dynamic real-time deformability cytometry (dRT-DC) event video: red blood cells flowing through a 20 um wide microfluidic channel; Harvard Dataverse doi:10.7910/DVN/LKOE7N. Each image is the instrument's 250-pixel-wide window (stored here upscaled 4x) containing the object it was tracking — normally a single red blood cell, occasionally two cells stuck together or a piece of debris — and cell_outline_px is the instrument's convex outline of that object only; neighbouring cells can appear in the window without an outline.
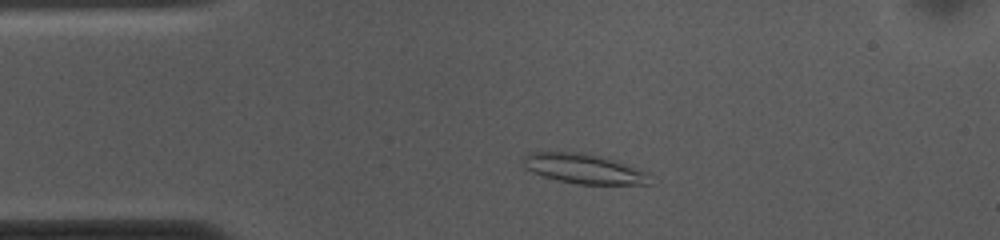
{"species": "common noctule bat (a hibernating species)", "species_latin": "Nyctalus noctula", "temperature_condition": "cold", "stored_images_in_passage": 7, "camera_frame_rate_fps": 3000, "um_per_image_px": 0.085, "animal": {"sex": "female", "body_mass_g": 10.0, "forearm_length_mm": 53.1}, "frame": {"image": 1, "passage_image": 7, "time_ms": 2.0, "image_size_px": [1000, 240], "cell_outline_px": [[656, 184], [576, 184], [544, 176], [532, 172], [524, 168], [520, 156], [528, 152], [588, 152], [648, 172]], "centroid_in_image_um": [49.61, 14.33], "position_along_channel_um": 35.4, "area_um2": 22.25}}